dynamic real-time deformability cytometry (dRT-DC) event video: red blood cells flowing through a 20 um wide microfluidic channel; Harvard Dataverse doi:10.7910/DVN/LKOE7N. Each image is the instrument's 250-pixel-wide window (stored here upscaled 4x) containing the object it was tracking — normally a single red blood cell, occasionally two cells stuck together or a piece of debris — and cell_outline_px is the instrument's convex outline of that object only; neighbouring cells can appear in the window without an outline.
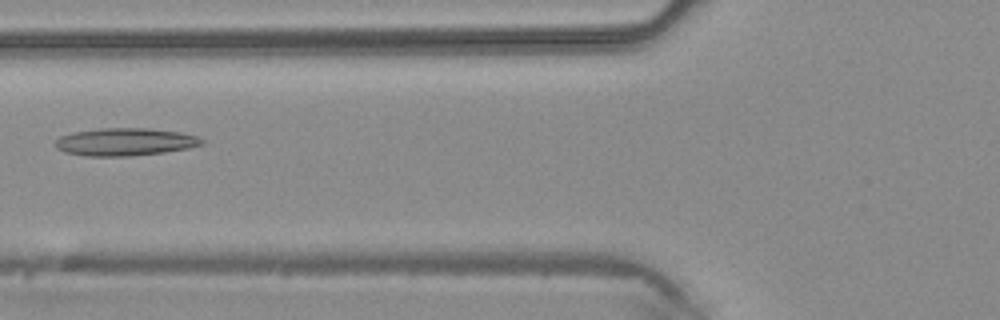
{"species": "common noctule bat (a hibernating species)", "species_latin": "Nyctalus noctula", "temperature_condition": "warm", "stored_images_in_passage": 40, "camera_frame_rate_fps": 3000, "um_per_image_px": 0.085, "animal": {"sex": "male", "body_mass_g": 20.4}, "frame": {"image": 1, "passage_image": 14, "time_ms": 4.333, "image_size_px": [1000, 320], "cell_outline_px": [[204, 144], [188, 148], [164, 152], [132, 156], [84, 156], [64, 152], [56, 148], [56, 140], [60, 136], [72, 132], [100, 128], [148, 128], [180, 132], [196, 136], [204, 140]], "centroid_in_image_um": [10.62, 12.06], "position_along_channel_um": 115.2, "area_um2": 23.7}}
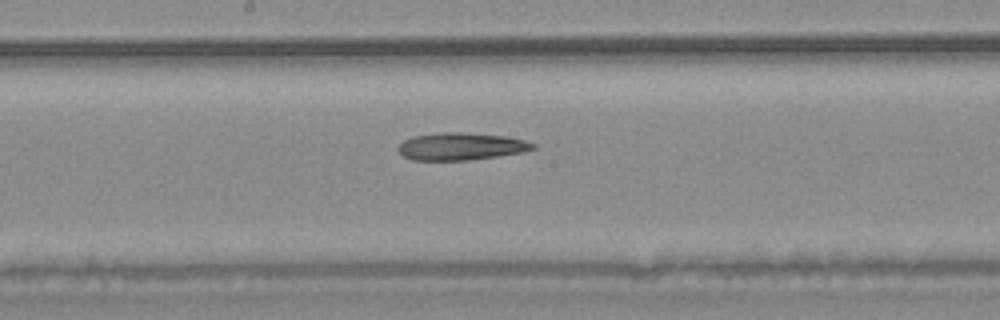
{"frame": {"image": 2, "passage_image": 20, "time_ms": 6.333, "image_size_px": [1000, 320], "cell_outline_px": [[536, 148], [524, 152], [468, 160], [412, 160], [404, 156], [396, 148], [404, 140], [412, 136], [440, 132], [468, 132], [504, 136], [524, 140], [536, 144]], "centroid_in_image_um": [39.18, 12.43], "position_along_channel_um": 209.0, "area_um2": 21.56}}
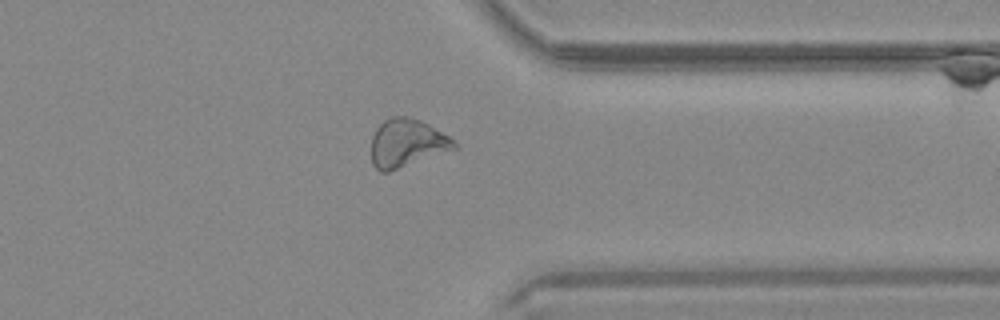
{"frame": {"image": 3, "passage_image": 31, "time_ms": 10.0, "image_size_px": [1000, 320], "cell_outline_px": [[456, 148], [388, 172], [380, 172], [372, 164], [372, 136], [376, 128], [384, 120], [392, 116], [408, 116], [420, 120], [428, 124], [448, 136], [456, 144]], "centroid_in_image_um": [34.54, 12.15], "position_along_channel_um": 376.9, "area_um2": 22.89}}